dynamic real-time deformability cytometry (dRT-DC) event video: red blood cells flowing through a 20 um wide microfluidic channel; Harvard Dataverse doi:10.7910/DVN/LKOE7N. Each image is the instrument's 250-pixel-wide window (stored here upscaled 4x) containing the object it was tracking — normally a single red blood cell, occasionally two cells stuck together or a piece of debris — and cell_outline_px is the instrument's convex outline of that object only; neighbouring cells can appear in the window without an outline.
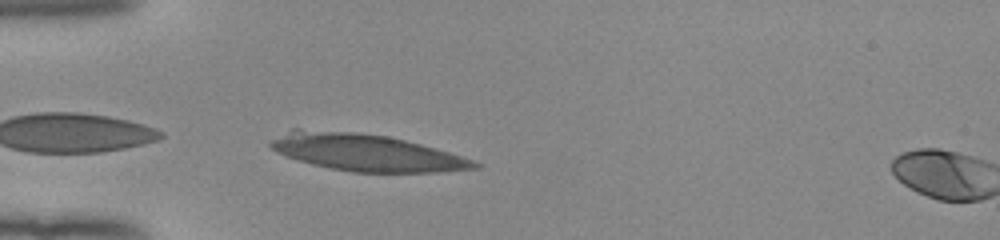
{"species": "human", "species_latin": "Homo sapiens", "temperature_condition": "room temperature", "stored_images_in_passage": 34, "camera_frame_rate_fps": 3000, "um_per_image_px": 0.085, "donor": {"sex": "female"}, "frame": {"image": 1, "passage_image": 1, "time_ms": 0.0, "image_size_px": [1000, 240], "cell_outline_px": [[480, 168], [436, 172], [352, 172], [328, 168], [296, 160], [276, 152], [268, 144], [272, 140], [292, 128], [300, 128], [352, 132], [388, 136], [420, 144], [476, 160], [480, 164]], "centroid_in_image_um": [31.09, 12.96], "position_along_channel_um": 53.9, "area_um2": 43.81}}
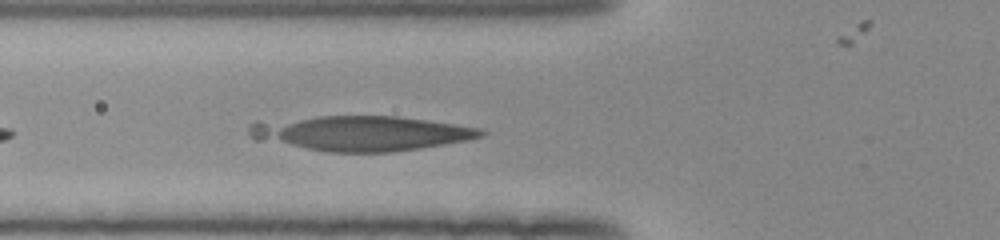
{"frame": {"image": 2, "passage_image": 5, "time_ms": 1.333, "image_size_px": [1000, 240], "cell_outline_px": [[488, 132], [484, 136], [468, 140], [420, 148], [392, 152], [328, 152], [256, 140], [248, 132], [248, 124], [256, 120], [320, 116], [396, 116], [428, 120], [456, 124], [480, 128]], "centroid_in_image_um": [30.65, 11.31], "position_along_channel_um": 95.2, "area_um2": 47.57}}
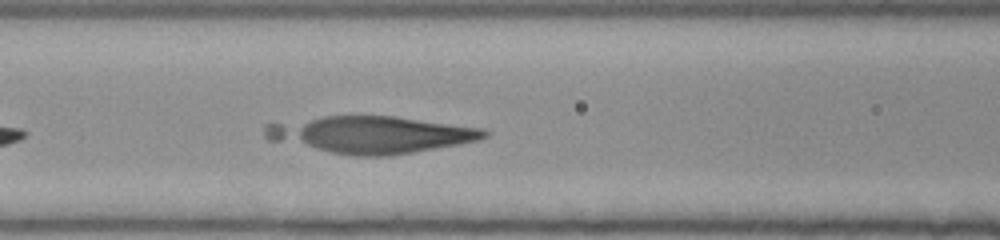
{"frame": {"image": 3, "passage_image": 8, "time_ms": 2.333, "image_size_px": [1000, 240], "cell_outline_px": [[492, 132], [488, 136], [480, 140], [460, 144], [388, 156], [356, 156], [332, 152], [268, 140], [264, 136], [264, 124], [320, 116], [396, 116], [484, 128]], "centroid_in_image_um": [31.56, 11.43], "position_along_channel_um": 135.0, "area_um2": 47.34}, "authors_computed_cell_mechanics": {"area_um2": 34.8534, "velocity_mm_per_s": 3.9856, "shape_relaxation_time_tau1_ms": 4.982, "shape_relaxation_time_tau2_ms": null, "deformation_change_tau1": null, "deformation_change_tau2": null}}